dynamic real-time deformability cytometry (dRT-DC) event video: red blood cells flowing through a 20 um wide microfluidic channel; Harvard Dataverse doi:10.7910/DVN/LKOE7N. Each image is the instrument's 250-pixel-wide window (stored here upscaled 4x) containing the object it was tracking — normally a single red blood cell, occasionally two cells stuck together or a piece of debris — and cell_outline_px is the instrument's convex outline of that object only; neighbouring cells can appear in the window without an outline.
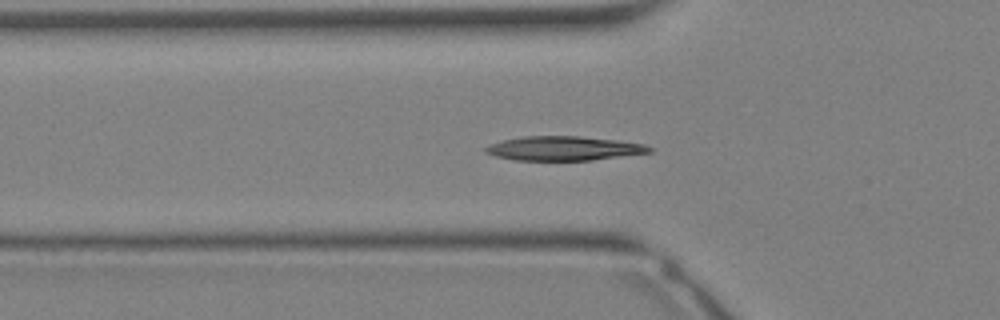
{"species": "Egyptian fruit bat (a non-hibernating species)", "species_latin": "Rousettus aegyptiacus", "temperature_condition": "warm", "stored_images_in_passage": 25, "camera_frame_rate_fps": 3000, "um_per_image_px": 0.085, "animal": {"sex": "female"}, "frame": {"image": 1, "passage_image": 2, "time_ms": 0.333, "image_size_px": [1000, 320], "cell_outline_px": [[652, 152], [592, 160], [516, 160], [496, 156], [484, 152], [484, 148], [492, 144], [504, 140], [524, 136], [580, 136], [616, 140], [644, 144], [652, 148]], "centroid_in_image_um": [47.93, 12.61], "position_along_channel_um": 77.9, "area_um2": 22.89}}
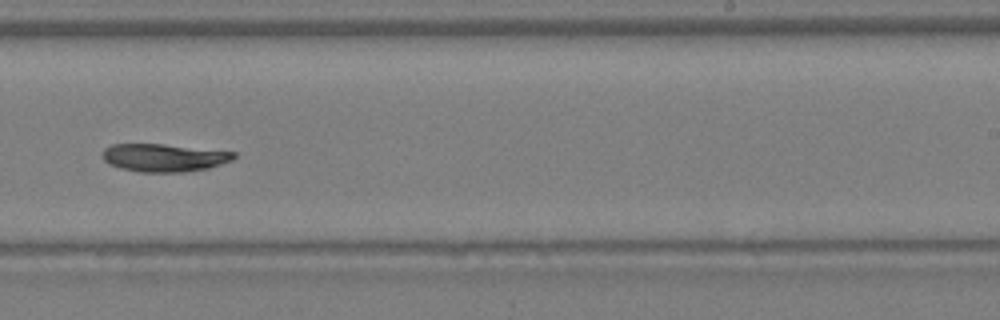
{"frame": {"image": 2, "passage_image": 12, "time_ms": 3.667, "image_size_px": [1000, 320], "cell_outline_px": [[236, 156], [232, 160], [208, 168], [184, 172], [140, 172], [120, 168], [108, 164], [100, 156], [104, 148], [112, 144], [164, 144], [236, 152]], "centroid_in_image_um": [13.9, 13.4], "position_along_channel_um": 275.1, "area_um2": 21.44}}
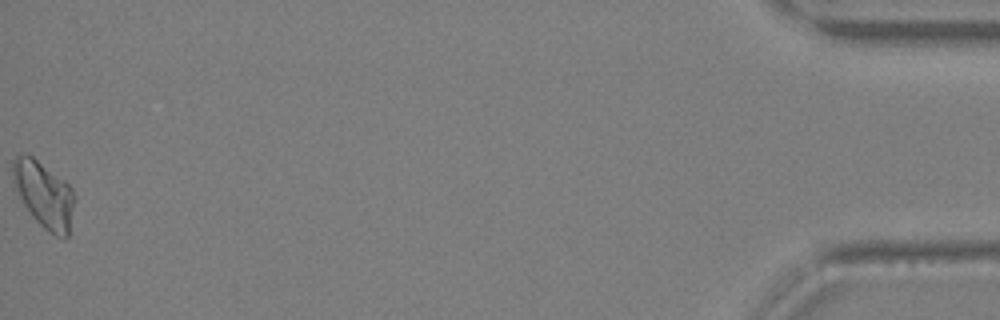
{"frame": {"image": 3, "passage_image": 25, "time_ms": 8.0, "image_size_px": [1000, 320], "cell_outline_px": [[76, 196], [68, 236], [64, 240], [48, 232], [32, 216], [24, 204], [12, 184], [12, 160], [16, 156], [32, 156], [64, 180], [72, 188]], "centroid_in_image_um": [3.75, 16.57], "position_along_channel_um": 431.4, "area_um2": 23.87}}